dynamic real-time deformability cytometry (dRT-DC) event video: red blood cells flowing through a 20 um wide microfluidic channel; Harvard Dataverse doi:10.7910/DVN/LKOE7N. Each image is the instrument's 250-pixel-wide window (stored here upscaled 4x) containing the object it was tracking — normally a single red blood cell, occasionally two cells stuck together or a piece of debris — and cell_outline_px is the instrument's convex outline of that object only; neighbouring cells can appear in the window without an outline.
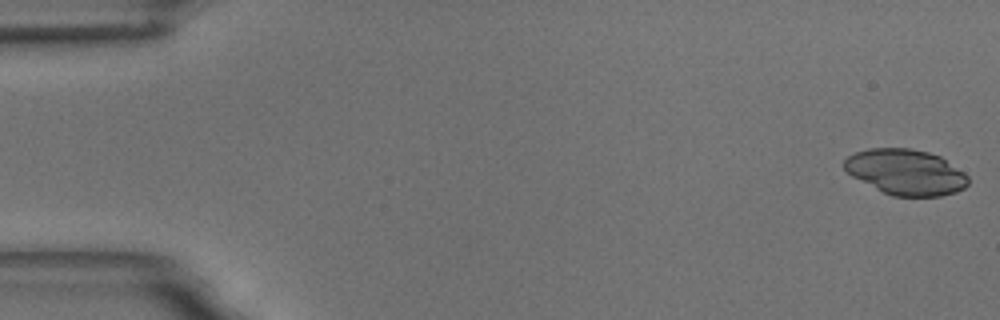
{"species": "common noctule bat (a hibernating species)", "species_latin": "Nyctalus noctula", "temperature_condition": "room temperature", "stored_images_in_passage": 51, "camera_frame_rate_fps": 3000, "um_per_image_px": 0.085, "animal": {"sex": "male", "body_mass_g": 18.8}, "frame": {"image": 1, "passage_image": 1, "time_ms": 0.0, "image_size_px": [1000, 320], "cell_outline_px": [[968, 184], [964, 188], [956, 192], [940, 196], [892, 196], [852, 176], [844, 168], [844, 160], [848, 156], [856, 152], [868, 148], [912, 148], [928, 152], [940, 156], [964, 172], [968, 176]], "centroid_in_image_um": [77.01, 14.62], "position_along_channel_um": 8.0, "area_um2": 32.77}}